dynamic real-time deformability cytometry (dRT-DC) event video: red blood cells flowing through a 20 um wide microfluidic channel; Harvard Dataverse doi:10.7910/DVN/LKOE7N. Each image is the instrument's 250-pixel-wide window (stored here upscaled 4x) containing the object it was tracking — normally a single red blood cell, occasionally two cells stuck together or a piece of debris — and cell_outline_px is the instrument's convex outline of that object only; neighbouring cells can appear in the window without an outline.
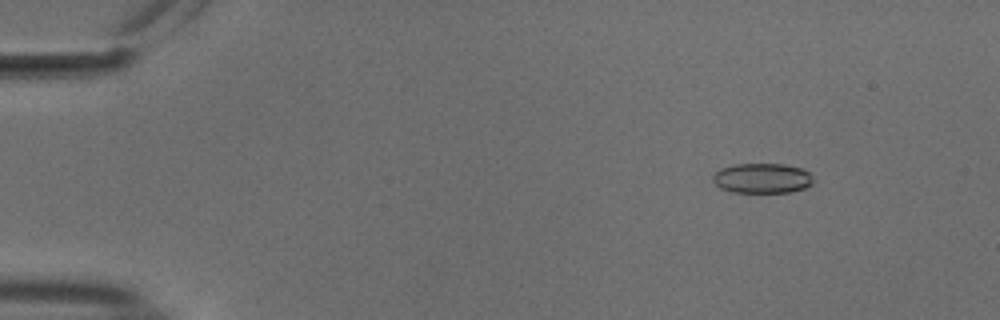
{"species": "common noctule bat (a hibernating species)", "species_latin": "Nyctalus noctula", "temperature_condition": "cold", "stored_images_in_passage": 54, "camera_frame_rate_fps": 3000, "um_per_image_px": 0.085, "animal": {"sex": "male", "body_mass_g": 18.8}, "frame": {"image": 1, "passage_image": 7, "time_ms": 2.0, "image_size_px": [1000, 320], "cell_outline_px": [[812, 184], [804, 188], [788, 192], [732, 192], [720, 188], [712, 180], [712, 176], [720, 168], [736, 164], [784, 164], [800, 168], [808, 172], [812, 176]], "centroid_in_image_um": [64.76, 15.15], "position_along_channel_um": 20.2, "area_um2": 17.46}}
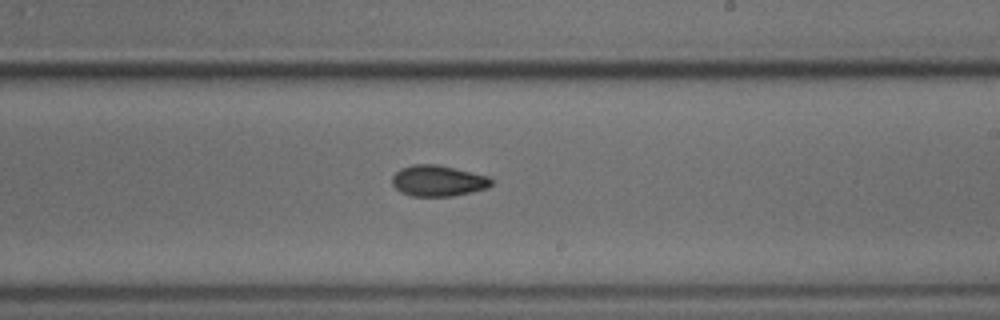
{"frame": {"image": 2, "passage_image": 33, "time_ms": 10.667, "image_size_px": [1000, 320], "cell_outline_px": [[492, 184], [488, 188], [472, 192], [452, 196], [412, 196], [400, 192], [392, 184], [392, 176], [400, 168], [412, 164], [436, 164], [488, 176], [492, 180]], "centroid_in_image_um": [37.21, 15.37], "position_along_channel_um": 251.8, "area_um2": 17.92}}
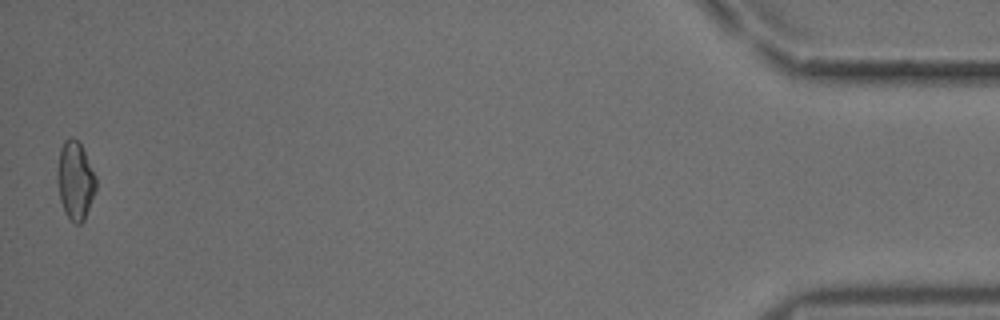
{"frame": {"image": 3, "passage_image": 54, "time_ms": 17.667, "image_size_px": [1000, 320], "cell_outline_px": [[96, 188], [84, 220], [80, 224], [76, 224], [64, 212], [60, 200], [56, 180], [56, 172], [60, 148], [64, 140], [68, 136], [72, 136], [80, 144], [96, 176]], "centroid_in_image_um": [6.36, 15.32], "position_along_channel_um": 428.8, "area_um2": 17.63}, "authors_computed_cell_mechanics": {"area_um2": 17.629, "velocity_mm_per_s": 3.7589, "shape_relaxation_time_tau1_ms": 6.7477, "shape_relaxation_time_tau2_ms": 4.4266, "deformation_change_tau1": 0.1117, "deformation_change_tau2": 0.0889}}